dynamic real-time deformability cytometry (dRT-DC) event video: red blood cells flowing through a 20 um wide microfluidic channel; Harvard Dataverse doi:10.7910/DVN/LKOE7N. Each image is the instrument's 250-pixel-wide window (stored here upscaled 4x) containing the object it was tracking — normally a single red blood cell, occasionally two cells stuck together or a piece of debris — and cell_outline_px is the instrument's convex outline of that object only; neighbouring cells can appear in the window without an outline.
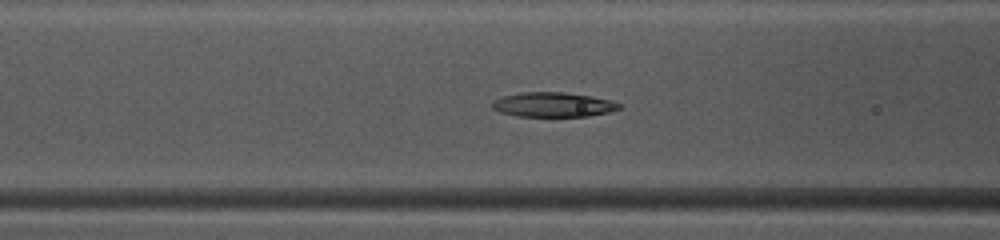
{"species": "common noctule bat (a hibernating species)", "species_latin": "Nyctalus noctula", "temperature_condition": "warm", "stored_images_in_passage": 39, "camera_frame_rate_fps": 3000, "um_per_image_px": 0.085, "animal": {"sex": "female", "body_mass_g": 10.0, "forearm_length_mm": 53.1}, "frame": {"image": 1, "passage_image": 10, "time_ms": 3.0, "image_size_px": [1000, 240], "cell_outline_px": [[624, 108], [608, 112], [588, 116], [516, 116], [500, 112], [492, 108], [492, 104], [496, 100], [504, 96], [520, 92], [564, 92], [592, 96], [612, 100], [620, 104]], "centroid_in_image_um": [47.06, 8.89], "position_along_channel_um": 119.5, "area_um2": 18.21}}
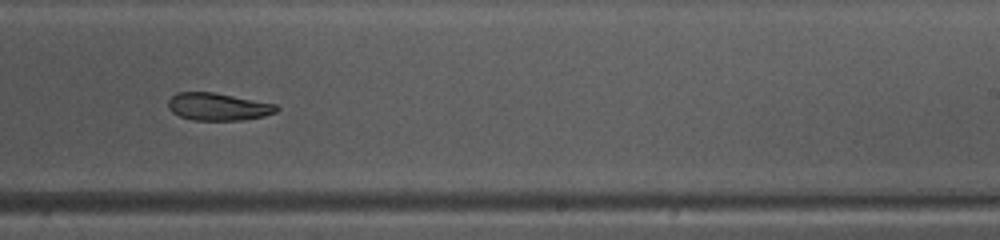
{"frame": {"image": 2, "passage_image": 21, "time_ms": 6.667, "image_size_px": [1000, 240], "cell_outline_px": [[280, 108], [276, 112], [264, 116], [244, 120], [192, 120], [180, 116], [172, 112], [168, 108], [168, 100], [176, 92], [212, 92], [276, 104]], "centroid_in_image_um": [18.53, 9.07], "position_along_channel_um": 270.5, "area_um2": 17.34}}
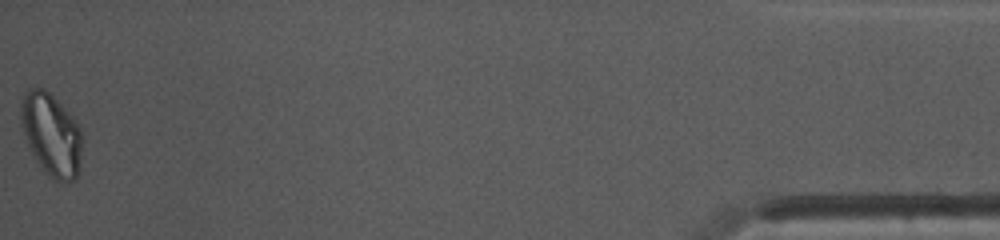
{"frame": {"image": 3, "passage_image": 39, "time_ms": 12.667, "image_size_px": [1000, 240], "cell_outline_px": [[80, 168], [76, 176], [72, 180], [56, 180], [44, 172], [36, 160], [28, 144], [20, 124], [20, 104], [24, 92], [28, 88], [44, 88], [76, 120], [80, 128]], "centroid_in_image_um": [4.32, 11.4], "position_along_channel_um": 430.9, "area_um2": 29.07}, "authors_computed_cell_mechanics": {"area_um2": 18.9006, "velocity_mm_per_s": 4.1149, "shape_relaxation_time_tau1_ms": 4.9769, "shape_relaxation_time_tau2_ms": null, "deformation_change_tau1": 0.1436, "deformation_change_tau2": null}}